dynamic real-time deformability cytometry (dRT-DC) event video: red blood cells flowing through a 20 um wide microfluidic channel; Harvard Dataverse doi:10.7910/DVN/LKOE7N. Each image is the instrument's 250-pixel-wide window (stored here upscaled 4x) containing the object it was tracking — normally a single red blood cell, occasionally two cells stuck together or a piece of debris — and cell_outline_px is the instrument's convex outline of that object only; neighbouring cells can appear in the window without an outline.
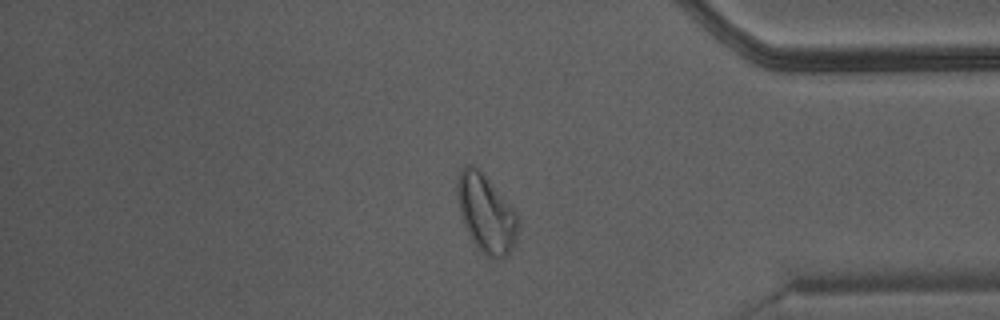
{"species": "Egyptian fruit bat (a non-hibernating species)", "species_latin": "Rousettus aegyptiacus", "temperature_condition": "warm", "stored_images_in_passage": 48, "camera_frame_rate_fps": 3000, "um_per_image_px": 0.085, "animal": {"sex": "male"}, "frame": {"image": 1, "passage_image": 41, "time_ms": 13.333, "image_size_px": [1000, 320], "cell_outline_px": [[520, 224], [516, 240], [512, 248], [504, 256], [496, 260], [480, 252], [472, 240], [464, 224], [460, 212], [456, 192], [456, 184], [460, 172], [468, 164], [472, 164], [488, 180], [516, 212], [520, 220]], "centroid_in_image_um": [41.33, 18.19], "position_along_channel_um": 393.9, "area_um2": 27.22}}